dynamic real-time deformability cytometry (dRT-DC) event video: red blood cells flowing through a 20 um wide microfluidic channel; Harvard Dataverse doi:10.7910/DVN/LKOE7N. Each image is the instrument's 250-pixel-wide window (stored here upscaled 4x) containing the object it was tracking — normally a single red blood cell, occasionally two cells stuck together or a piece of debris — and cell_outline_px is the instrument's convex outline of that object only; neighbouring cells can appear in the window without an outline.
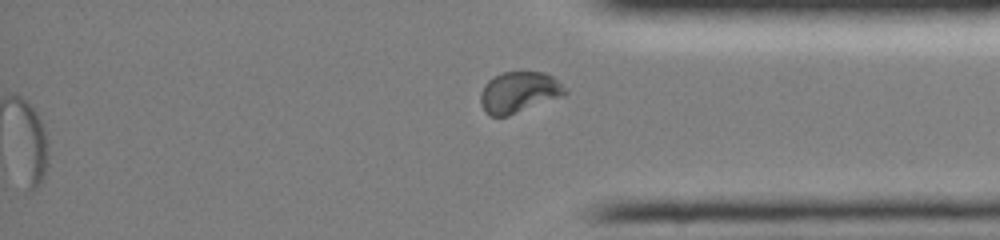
{"species": "common noctule bat (a hibernating species)", "species_latin": "Nyctalus noctula", "temperature_condition": "room temperature", "stored_images_in_passage": 49, "segment_of_instrument_passage": [2, 2], "camera_frame_rate_fps": 3000, "um_per_image_px": 0.085, "animal": {"sex": "female", "body_mass_g": 19.0, "forearm_length_mm": 51.5}, "frame": {"image": 1, "passage_image": 49, "time_ms": 16.0, "image_size_px": [1000, 240], "cell_outline_px": [[568, 92], [560, 96], [508, 116], [492, 116], [484, 112], [480, 104], [480, 92], [484, 84], [488, 80], [504, 72], [544, 72], [552, 76], [568, 88]], "centroid_in_image_um": [44.08, 7.84], "position_along_channel_um": 391.1, "area_um2": 20.11}}